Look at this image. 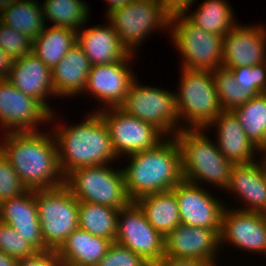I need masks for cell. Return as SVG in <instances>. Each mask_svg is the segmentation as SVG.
<instances>
[{
  "label": "cell",
  "instance_id": "ba28073f",
  "mask_svg": "<svg viewBox=\"0 0 266 266\" xmlns=\"http://www.w3.org/2000/svg\"><path fill=\"white\" fill-rule=\"evenodd\" d=\"M169 33L183 57L181 68L208 71L221 68L223 36L207 32L185 14L170 18Z\"/></svg>",
  "mask_w": 266,
  "mask_h": 266
},
{
  "label": "cell",
  "instance_id": "52a82bcc",
  "mask_svg": "<svg viewBox=\"0 0 266 266\" xmlns=\"http://www.w3.org/2000/svg\"><path fill=\"white\" fill-rule=\"evenodd\" d=\"M120 108L127 114L154 125L166 137H174L183 129L179 122L181 120L175 92L161 87L143 86L136 78L130 84Z\"/></svg>",
  "mask_w": 266,
  "mask_h": 266
},
{
  "label": "cell",
  "instance_id": "9a60e30c",
  "mask_svg": "<svg viewBox=\"0 0 266 266\" xmlns=\"http://www.w3.org/2000/svg\"><path fill=\"white\" fill-rule=\"evenodd\" d=\"M134 54H129L116 63L92 65L87 77L84 93L94 96L105 107H120L128 93L130 84L136 78L131 69ZM130 63V65H129ZM92 93V94H91Z\"/></svg>",
  "mask_w": 266,
  "mask_h": 266
},
{
  "label": "cell",
  "instance_id": "d4e9b609",
  "mask_svg": "<svg viewBox=\"0 0 266 266\" xmlns=\"http://www.w3.org/2000/svg\"><path fill=\"white\" fill-rule=\"evenodd\" d=\"M113 242L78 227L56 250L63 266H96Z\"/></svg>",
  "mask_w": 266,
  "mask_h": 266
},
{
  "label": "cell",
  "instance_id": "f6af8a7d",
  "mask_svg": "<svg viewBox=\"0 0 266 266\" xmlns=\"http://www.w3.org/2000/svg\"><path fill=\"white\" fill-rule=\"evenodd\" d=\"M260 153H261V158L264 155L262 160H263V162H264V164L266 166V146L260 151Z\"/></svg>",
  "mask_w": 266,
  "mask_h": 266
},
{
  "label": "cell",
  "instance_id": "1f68e13d",
  "mask_svg": "<svg viewBox=\"0 0 266 266\" xmlns=\"http://www.w3.org/2000/svg\"><path fill=\"white\" fill-rule=\"evenodd\" d=\"M46 22L53 27H66L79 30L89 19V7L84 0H45L42 5Z\"/></svg>",
  "mask_w": 266,
  "mask_h": 266
},
{
  "label": "cell",
  "instance_id": "e0dca14e",
  "mask_svg": "<svg viewBox=\"0 0 266 266\" xmlns=\"http://www.w3.org/2000/svg\"><path fill=\"white\" fill-rule=\"evenodd\" d=\"M266 62V28L238 25L223 37L222 68L254 66Z\"/></svg>",
  "mask_w": 266,
  "mask_h": 266
},
{
  "label": "cell",
  "instance_id": "30bf717a",
  "mask_svg": "<svg viewBox=\"0 0 266 266\" xmlns=\"http://www.w3.org/2000/svg\"><path fill=\"white\" fill-rule=\"evenodd\" d=\"M106 16L121 44L131 54L136 53L135 49L152 31L170 29V16L156 0H133Z\"/></svg>",
  "mask_w": 266,
  "mask_h": 266
},
{
  "label": "cell",
  "instance_id": "277c9868",
  "mask_svg": "<svg viewBox=\"0 0 266 266\" xmlns=\"http://www.w3.org/2000/svg\"><path fill=\"white\" fill-rule=\"evenodd\" d=\"M204 131L183 128L174 135L180 148L183 180L196 185L207 182L225 190L234 164Z\"/></svg>",
  "mask_w": 266,
  "mask_h": 266
},
{
  "label": "cell",
  "instance_id": "7402d4cb",
  "mask_svg": "<svg viewBox=\"0 0 266 266\" xmlns=\"http://www.w3.org/2000/svg\"><path fill=\"white\" fill-rule=\"evenodd\" d=\"M217 128L215 142L220 152L233 164H248L256 161L260 150L248 139L239 120L232 111H222L206 128Z\"/></svg>",
  "mask_w": 266,
  "mask_h": 266
},
{
  "label": "cell",
  "instance_id": "d6a6232c",
  "mask_svg": "<svg viewBox=\"0 0 266 266\" xmlns=\"http://www.w3.org/2000/svg\"><path fill=\"white\" fill-rule=\"evenodd\" d=\"M213 78L224 111H232L258 95L251 87L238 84L234 79V75L228 69L221 67L214 70Z\"/></svg>",
  "mask_w": 266,
  "mask_h": 266
},
{
  "label": "cell",
  "instance_id": "603a6c76",
  "mask_svg": "<svg viewBox=\"0 0 266 266\" xmlns=\"http://www.w3.org/2000/svg\"><path fill=\"white\" fill-rule=\"evenodd\" d=\"M106 24L90 28L84 25L77 31V43L82 47L91 65L116 63L130 54L121 44L113 26L109 22Z\"/></svg>",
  "mask_w": 266,
  "mask_h": 266
},
{
  "label": "cell",
  "instance_id": "8992f818",
  "mask_svg": "<svg viewBox=\"0 0 266 266\" xmlns=\"http://www.w3.org/2000/svg\"><path fill=\"white\" fill-rule=\"evenodd\" d=\"M108 165L76 168L65 176L64 185L78 202L124 208L132 201L126 191L122 170Z\"/></svg>",
  "mask_w": 266,
  "mask_h": 266
},
{
  "label": "cell",
  "instance_id": "7a4b0ae2",
  "mask_svg": "<svg viewBox=\"0 0 266 266\" xmlns=\"http://www.w3.org/2000/svg\"><path fill=\"white\" fill-rule=\"evenodd\" d=\"M127 157L130 162L121 170L132 202L149 194L172 190L183 180L181 153L175 137H166L156 147Z\"/></svg>",
  "mask_w": 266,
  "mask_h": 266
},
{
  "label": "cell",
  "instance_id": "44dd1931",
  "mask_svg": "<svg viewBox=\"0 0 266 266\" xmlns=\"http://www.w3.org/2000/svg\"><path fill=\"white\" fill-rule=\"evenodd\" d=\"M7 80L22 93L37 99L51 114L47 97L55 98L52 71L32 52L14 60Z\"/></svg>",
  "mask_w": 266,
  "mask_h": 266
},
{
  "label": "cell",
  "instance_id": "b9f144b4",
  "mask_svg": "<svg viewBox=\"0 0 266 266\" xmlns=\"http://www.w3.org/2000/svg\"><path fill=\"white\" fill-rule=\"evenodd\" d=\"M14 60L0 48V79H7L14 63Z\"/></svg>",
  "mask_w": 266,
  "mask_h": 266
},
{
  "label": "cell",
  "instance_id": "f546056e",
  "mask_svg": "<svg viewBox=\"0 0 266 266\" xmlns=\"http://www.w3.org/2000/svg\"><path fill=\"white\" fill-rule=\"evenodd\" d=\"M79 227L94 236L115 242L119 209L105 205L79 202Z\"/></svg>",
  "mask_w": 266,
  "mask_h": 266
},
{
  "label": "cell",
  "instance_id": "ac0fdd59",
  "mask_svg": "<svg viewBox=\"0 0 266 266\" xmlns=\"http://www.w3.org/2000/svg\"><path fill=\"white\" fill-rule=\"evenodd\" d=\"M220 230L179 224L165 236L164 257L215 261Z\"/></svg>",
  "mask_w": 266,
  "mask_h": 266
},
{
  "label": "cell",
  "instance_id": "60d3db41",
  "mask_svg": "<svg viewBox=\"0 0 266 266\" xmlns=\"http://www.w3.org/2000/svg\"><path fill=\"white\" fill-rule=\"evenodd\" d=\"M217 261L163 257L155 266H217Z\"/></svg>",
  "mask_w": 266,
  "mask_h": 266
},
{
  "label": "cell",
  "instance_id": "9c48e42d",
  "mask_svg": "<svg viewBox=\"0 0 266 266\" xmlns=\"http://www.w3.org/2000/svg\"><path fill=\"white\" fill-rule=\"evenodd\" d=\"M34 196L43 241L50 250H57L79 227V202L65 185L34 190Z\"/></svg>",
  "mask_w": 266,
  "mask_h": 266
},
{
  "label": "cell",
  "instance_id": "83f0119b",
  "mask_svg": "<svg viewBox=\"0 0 266 266\" xmlns=\"http://www.w3.org/2000/svg\"><path fill=\"white\" fill-rule=\"evenodd\" d=\"M77 43V30L47 26L32 41V53L50 69L59 63L67 51Z\"/></svg>",
  "mask_w": 266,
  "mask_h": 266
},
{
  "label": "cell",
  "instance_id": "ffe728a7",
  "mask_svg": "<svg viewBox=\"0 0 266 266\" xmlns=\"http://www.w3.org/2000/svg\"><path fill=\"white\" fill-rule=\"evenodd\" d=\"M225 189L244 201L245 207L237 210L266 214V166L263 160L234 164Z\"/></svg>",
  "mask_w": 266,
  "mask_h": 266
},
{
  "label": "cell",
  "instance_id": "5b68a950",
  "mask_svg": "<svg viewBox=\"0 0 266 266\" xmlns=\"http://www.w3.org/2000/svg\"><path fill=\"white\" fill-rule=\"evenodd\" d=\"M176 94L180 120L184 129H205L222 111L213 71L181 68ZM188 125V126H187Z\"/></svg>",
  "mask_w": 266,
  "mask_h": 266
},
{
  "label": "cell",
  "instance_id": "d590c367",
  "mask_svg": "<svg viewBox=\"0 0 266 266\" xmlns=\"http://www.w3.org/2000/svg\"><path fill=\"white\" fill-rule=\"evenodd\" d=\"M26 191L18 174L0 151V202L15 198Z\"/></svg>",
  "mask_w": 266,
  "mask_h": 266
},
{
  "label": "cell",
  "instance_id": "2e32d148",
  "mask_svg": "<svg viewBox=\"0 0 266 266\" xmlns=\"http://www.w3.org/2000/svg\"><path fill=\"white\" fill-rule=\"evenodd\" d=\"M229 208L222 216L220 247L228 242L237 249L266 255V214Z\"/></svg>",
  "mask_w": 266,
  "mask_h": 266
},
{
  "label": "cell",
  "instance_id": "4fadbf2b",
  "mask_svg": "<svg viewBox=\"0 0 266 266\" xmlns=\"http://www.w3.org/2000/svg\"><path fill=\"white\" fill-rule=\"evenodd\" d=\"M54 114L37 99L22 93L7 79H0V127L5 133L41 131L36 129L37 126L45 124V121L53 122L56 119Z\"/></svg>",
  "mask_w": 266,
  "mask_h": 266
},
{
  "label": "cell",
  "instance_id": "f1b7e54d",
  "mask_svg": "<svg viewBox=\"0 0 266 266\" xmlns=\"http://www.w3.org/2000/svg\"><path fill=\"white\" fill-rule=\"evenodd\" d=\"M227 0H206L194 12L185 16L207 32L225 36L236 24L234 10Z\"/></svg>",
  "mask_w": 266,
  "mask_h": 266
},
{
  "label": "cell",
  "instance_id": "3957f363",
  "mask_svg": "<svg viewBox=\"0 0 266 266\" xmlns=\"http://www.w3.org/2000/svg\"><path fill=\"white\" fill-rule=\"evenodd\" d=\"M60 125L53 129V136L64 177L76 168L106 165L118 159L108 127L98 111L89 113L79 124Z\"/></svg>",
  "mask_w": 266,
  "mask_h": 266
},
{
  "label": "cell",
  "instance_id": "4dcf8cb0",
  "mask_svg": "<svg viewBox=\"0 0 266 266\" xmlns=\"http://www.w3.org/2000/svg\"><path fill=\"white\" fill-rule=\"evenodd\" d=\"M248 139L260 151L266 146V93L232 110Z\"/></svg>",
  "mask_w": 266,
  "mask_h": 266
},
{
  "label": "cell",
  "instance_id": "ab89813d",
  "mask_svg": "<svg viewBox=\"0 0 266 266\" xmlns=\"http://www.w3.org/2000/svg\"><path fill=\"white\" fill-rule=\"evenodd\" d=\"M196 0H156L161 8L171 17L188 13ZM190 7V8H189Z\"/></svg>",
  "mask_w": 266,
  "mask_h": 266
},
{
  "label": "cell",
  "instance_id": "d6986e66",
  "mask_svg": "<svg viewBox=\"0 0 266 266\" xmlns=\"http://www.w3.org/2000/svg\"><path fill=\"white\" fill-rule=\"evenodd\" d=\"M0 222L11 226L38 252L50 250L41 234L34 190L0 202Z\"/></svg>",
  "mask_w": 266,
  "mask_h": 266
},
{
  "label": "cell",
  "instance_id": "7bdbcfd3",
  "mask_svg": "<svg viewBox=\"0 0 266 266\" xmlns=\"http://www.w3.org/2000/svg\"><path fill=\"white\" fill-rule=\"evenodd\" d=\"M108 3L107 15L114 11L115 9L120 8L121 6L129 4L133 0H105Z\"/></svg>",
  "mask_w": 266,
  "mask_h": 266
},
{
  "label": "cell",
  "instance_id": "836d02e7",
  "mask_svg": "<svg viewBox=\"0 0 266 266\" xmlns=\"http://www.w3.org/2000/svg\"><path fill=\"white\" fill-rule=\"evenodd\" d=\"M0 251L17 260L34 256L38 251L11 226L0 222Z\"/></svg>",
  "mask_w": 266,
  "mask_h": 266
},
{
  "label": "cell",
  "instance_id": "8fae6325",
  "mask_svg": "<svg viewBox=\"0 0 266 266\" xmlns=\"http://www.w3.org/2000/svg\"><path fill=\"white\" fill-rule=\"evenodd\" d=\"M104 119L116 156H127L135 152L156 147L166 137L154 125L124 112L120 107L98 110Z\"/></svg>",
  "mask_w": 266,
  "mask_h": 266
},
{
  "label": "cell",
  "instance_id": "8d00e7d4",
  "mask_svg": "<svg viewBox=\"0 0 266 266\" xmlns=\"http://www.w3.org/2000/svg\"><path fill=\"white\" fill-rule=\"evenodd\" d=\"M96 266H152L141 255L113 242Z\"/></svg>",
  "mask_w": 266,
  "mask_h": 266
},
{
  "label": "cell",
  "instance_id": "7c38bea8",
  "mask_svg": "<svg viewBox=\"0 0 266 266\" xmlns=\"http://www.w3.org/2000/svg\"><path fill=\"white\" fill-rule=\"evenodd\" d=\"M115 242L141 255L152 266L164 257L165 237L150 225L136 202L119 209Z\"/></svg>",
  "mask_w": 266,
  "mask_h": 266
},
{
  "label": "cell",
  "instance_id": "484cf974",
  "mask_svg": "<svg viewBox=\"0 0 266 266\" xmlns=\"http://www.w3.org/2000/svg\"><path fill=\"white\" fill-rule=\"evenodd\" d=\"M0 21L32 41L46 26L38 0H0Z\"/></svg>",
  "mask_w": 266,
  "mask_h": 266
},
{
  "label": "cell",
  "instance_id": "ee69618b",
  "mask_svg": "<svg viewBox=\"0 0 266 266\" xmlns=\"http://www.w3.org/2000/svg\"><path fill=\"white\" fill-rule=\"evenodd\" d=\"M17 259L0 251V266H17Z\"/></svg>",
  "mask_w": 266,
  "mask_h": 266
},
{
  "label": "cell",
  "instance_id": "e575fe53",
  "mask_svg": "<svg viewBox=\"0 0 266 266\" xmlns=\"http://www.w3.org/2000/svg\"><path fill=\"white\" fill-rule=\"evenodd\" d=\"M0 48L18 59L32 52V40L0 21Z\"/></svg>",
  "mask_w": 266,
  "mask_h": 266
},
{
  "label": "cell",
  "instance_id": "6da1fadb",
  "mask_svg": "<svg viewBox=\"0 0 266 266\" xmlns=\"http://www.w3.org/2000/svg\"><path fill=\"white\" fill-rule=\"evenodd\" d=\"M42 132H7L0 141V151L27 190L64 185L55 138L53 134Z\"/></svg>",
  "mask_w": 266,
  "mask_h": 266
},
{
  "label": "cell",
  "instance_id": "f35d334b",
  "mask_svg": "<svg viewBox=\"0 0 266 266\" xmlns=\"http://www.w3.org/2000/svg\"><path fill=\"white\" fill-rule=\"evenodd\" d=\"M17 266H63L56 250L37 252L34 256L22 258Z\"/></svg>",
  "mask_w": 266,
  "mask_h": 266
},
{
  "label": "cell",
  "instance_id": "cb8c5ba5",
  "mask_svg": "<svg viewBox=\"0 0 266 266\" xmlns=\"http://www.w3.org/2000/svg\"><path fill=\"white\" fill-rule=\"evenodd\" d=\"M91 66L82 47L78 43L73 45L63 59L51 69L55 96L81 95L80 93L84 92Z\"/></svg>",
  "mask_w": 266,
  "mask_h": 266
},
{
  "label": "cell",
  "instance_id": "4316f807",
  "mask_svg": "<svg viewBox=\"0 0 266 266\" xmlns=\"http://www.w3.org/2000/svg\"><path fill=\"white\" fill-rule=\"evenodd\" d=\"M136 203L150 225L163 237L180 224L178 201L173 190L143 196Z\"/></svg>",
  "mask_w": 266,
  "mask_h": 266
},
{
  "label": "cell",
  "instance_id": "74e56055",
  "mask_svg": "<svg viewBox=\"0 0 266 266\" xmlns=\"http://www.w3.org/2000/svg\"><path fill=\"white\" fill-rule=\"evenodd\" d=\"M238 84L249 86L258 94L266 93V62L254 66L226 68Z\"/></svg>",
  "mask_w": 266,
  "mask_h": 266
},
{
  "label": "cell",
  "instance_id": "5bb4252c",
  "mask_svg": "<svg viewBox=\"0 0 266 266\" xmlns=\"http://www.w3.org/2000/svg\"><path fill=\"white\" fill-rule=\"evenodd\" d=\"M186 180L179 182L172 190L178 201L180 224L208 228L221 229L224 202L202 188Z\"/></svg>",
  "mask_w": 266,
  "mask_h": 266
}]
</instances>
